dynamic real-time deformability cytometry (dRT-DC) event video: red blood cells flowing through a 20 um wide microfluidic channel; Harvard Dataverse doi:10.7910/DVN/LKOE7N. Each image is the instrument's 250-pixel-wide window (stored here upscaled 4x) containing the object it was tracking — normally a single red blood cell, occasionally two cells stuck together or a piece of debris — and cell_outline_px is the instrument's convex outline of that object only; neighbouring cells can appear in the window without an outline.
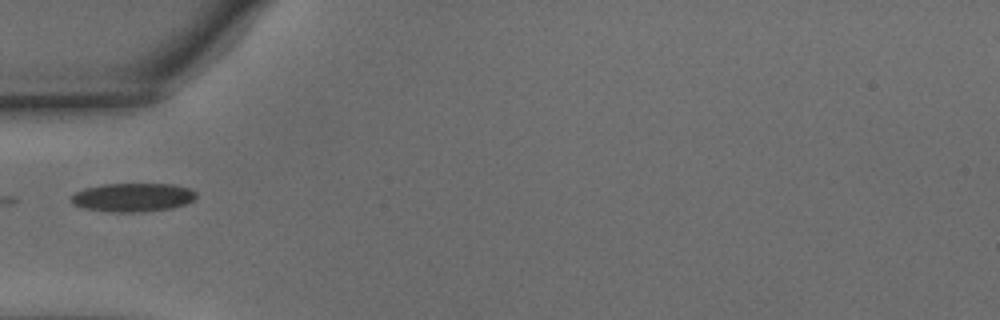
{"species": "common noctule bat (a hibernating species)", "species_latin": "Nyctalus noctula", "temperature_condition": "warm", "stored_images_in_passage": 34, "camera_frame_rate_fps": 3000, "um_per_image_px": 0.085, "animal": {"sex": "male", "body_mass_g": 15.6}, "frame": {"image": 1, "passage_image": 1, "time_ms": 0.0, "image_size_px": [1000, 320], "cell_outline_px": [[196, 196], [192, 200], [184, 204], [172, 208], [144, 212], [108, 212], [84, 208], [72, 204], [68, 200], [68, 196], [72, 192], [84, 188], [104, 184], [176, 184], [192, 188], [196, 192]], "centroid_in_image_um": [11.22, 16.77], "position_along_channel_um": 73.8, "area_um2": 21.33}}